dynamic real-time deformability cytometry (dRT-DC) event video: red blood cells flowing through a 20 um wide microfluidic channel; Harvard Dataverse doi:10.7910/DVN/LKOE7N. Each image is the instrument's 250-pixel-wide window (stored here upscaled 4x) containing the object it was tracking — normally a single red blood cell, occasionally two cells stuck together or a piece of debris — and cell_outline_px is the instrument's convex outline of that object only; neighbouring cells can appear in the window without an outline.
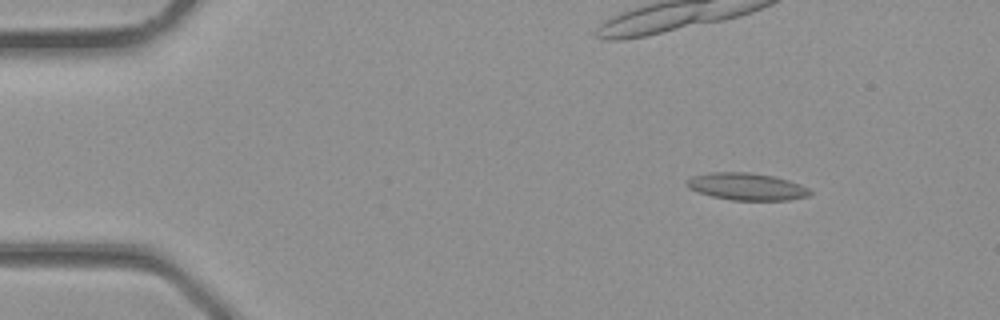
{"species": "common noctule bat (a hibernating species)", "species_latin": "Nyctalus noctula", "temperature_condition": "room temperature", "stored_images_in_passage": 4, "camera_frame_rate_fps": 3000, "um_per_image_px": 0.085, "animal": {"sex": "male", "body_mass_g": 23.1, "forearm_length_mm": 52.7}, "frame": {"image": 1, "passage_image": 1, "time_ms": 0.0, "image_size_px": [1000, 320], "cell_outline_px": [[812, 192], [808, 196], [788, 200], [732, 200], [712, 196], [688, 188], [684, 184], [692, 176], [712, 172], [752, 172], [772, 176], [788, 180], [800, 184], [808, 188]], "centroid_in_image_um": [63.46, 15.85], "position_along_channel_um": 21.5, "area_um2": 19.42}}
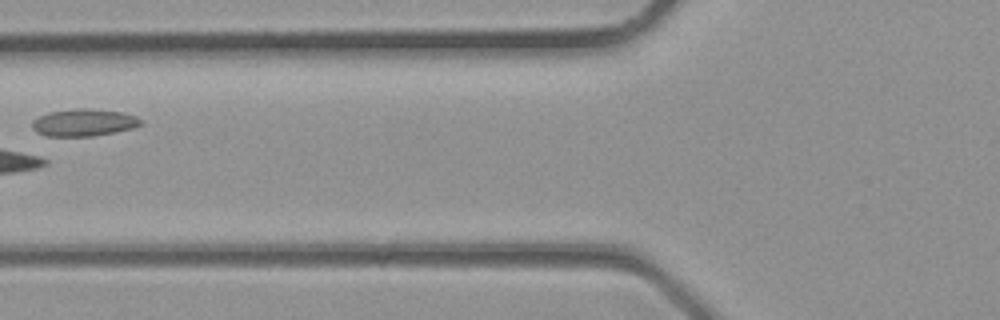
{"frame": {"image": 2, "passage_image": 4, "time_ms": 1.0, "image_size_px": [1000, 320], "cell_outline_px": [[144, 124], [132, 128], [116, 132], [92, 136], [48, 136], [36, 132], [32, 128], [32, 120], [48, 112], [76, 108], [88, 108], [124, 112], [136, 116], [144, 120]], "centroid_in_image_um": [7.16, 10.41], "position_along_channel_um": 118.6, "area_um2": 17.46}}